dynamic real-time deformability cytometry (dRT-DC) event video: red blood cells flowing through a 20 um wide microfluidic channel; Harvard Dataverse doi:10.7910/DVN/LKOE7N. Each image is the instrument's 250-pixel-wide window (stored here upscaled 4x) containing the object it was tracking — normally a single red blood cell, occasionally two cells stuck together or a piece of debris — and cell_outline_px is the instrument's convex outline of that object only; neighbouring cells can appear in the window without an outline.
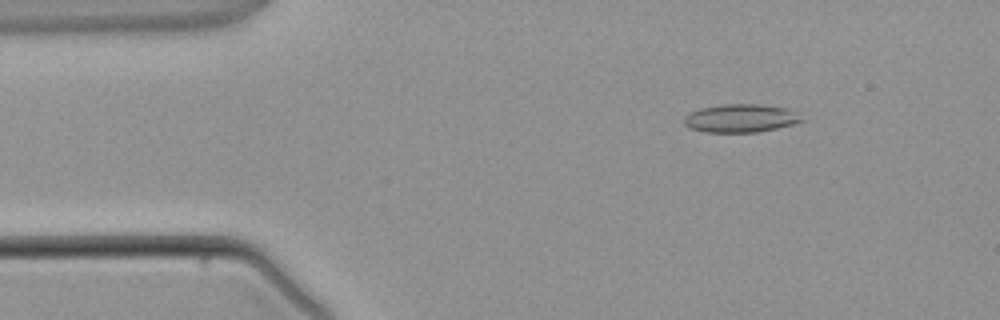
{"species": "common noctule bat (a hibernating species)", "species_latin": "Nyctalus noctula", "temperature_condition": "warm", "stored_images_in_passage": 3, "camera_frame_rate_fps": 3000, "um_per_image_px": 0.085, "animal": {"sex": "male", "body_mass_g": 21.5, "forearm_length_mm": 52.0}, "frame": {"image": 1, "passage_image": 2, "time_ms": 1.0, "image_size_px": [1000, 320], "cell_outline_px": [[808, 120], [776, 128], [756, 132], [704, 132], [692, 128], [684, 124], [684, 116], [688, 112], [700, 108], [720, 104], [760, 104], [788, 108], [796, 112]], "centroid_in_image_um": [62.98, 10.04], "position_along_channel_um": 22.0, "area_um2": 19.54}}